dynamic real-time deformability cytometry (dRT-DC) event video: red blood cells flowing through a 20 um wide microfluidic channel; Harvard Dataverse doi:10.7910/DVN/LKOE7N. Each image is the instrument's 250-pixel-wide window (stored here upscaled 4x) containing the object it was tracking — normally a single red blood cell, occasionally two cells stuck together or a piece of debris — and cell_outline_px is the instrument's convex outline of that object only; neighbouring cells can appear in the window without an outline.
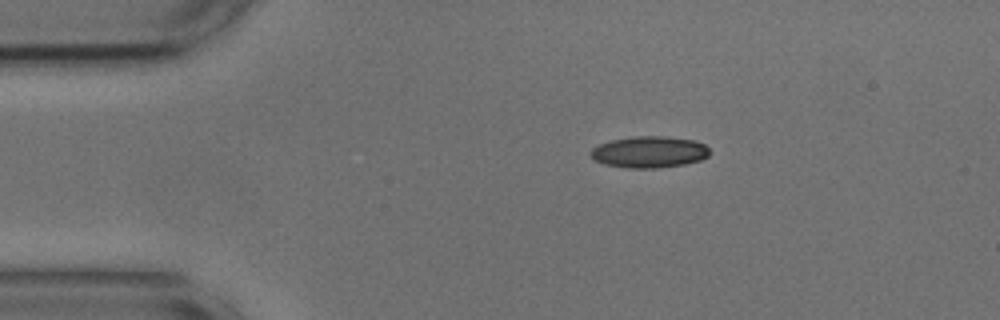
{"species": "common noctule bat (a hibernating species)", "species_latin": "Nyctalus noctula", "temperature_condition": "cold", "stored_images_in_passage": 34, "camera_frame_rate_fps": 3000, "um_per_image_px": 0.085, "animal": {"sex": "male", "body_mass_g": 17.9, "forearm_length_mm": 54.2}, "frame": {"image": 1, "passage_image": 1, "time_ms": 0.0, "image_size_px": [1000, 320], "cell_outline_px": [[712, 152], [708, 156], [700, 160], [684, 164], [656, 168], [628, 168], [604, 164], [596, 160], [588, 152], [592, 148], [600, 144], [612, 140], [636, 136], [664, 136], [696, 140], [704, 144]], "centroid_in_image_um": [55.21, 12.91], "position_along_channel_um": 29.8, "area_um2": 21.85}}
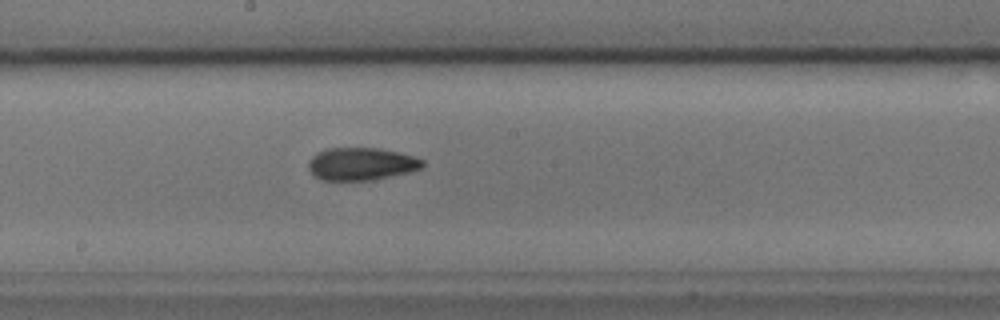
{"frame": {"image": 2, "passage_image": 20, "time_ms": 6.333, "image_size_px": [1000, 320], "cell_outline_px": [[424, 164], [420, 168], [408, 172], [372, 180], [320, 180], [312, 176], [308, 168], [308, 160], [316, 152], [328, 148], [376, 148], [396, 152], [412, 156], [424, 160]], "centroid_in_image_um": [30.63, 13.94], "position_along_channel_um": 217.6, "area_um2": 21.68}}
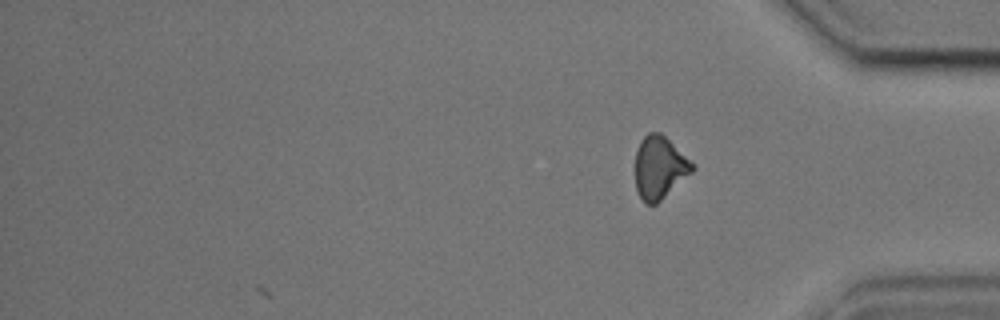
{"frame": {"image": 3, "passage_image": 34, "time_ms": 11.0, "image_size_px": [1000, 320], "cell_outline_px": [[696, 168], [692, 172], [656, 204], [644, 204], [636, 188], [636, 152], [640, 140], [648, 132], [660, 132], [696, 164]], "centroid_in_image_um": [56.07, 14.22], "position_along_channel_um": 379.1, "area_um2": 20.81}, "authors_computed_cell_mechanics": {"area_um2": 21.5305, "velocity_mm_per_s": 3.6545, "shape_relaxation_time_tau1_ms": 6.0845, "shape_relaxation_time_tau2_ms": 2.9945, "deformation_change_tau1": 0.1455, "deformation_change_tau2": 0.093}}